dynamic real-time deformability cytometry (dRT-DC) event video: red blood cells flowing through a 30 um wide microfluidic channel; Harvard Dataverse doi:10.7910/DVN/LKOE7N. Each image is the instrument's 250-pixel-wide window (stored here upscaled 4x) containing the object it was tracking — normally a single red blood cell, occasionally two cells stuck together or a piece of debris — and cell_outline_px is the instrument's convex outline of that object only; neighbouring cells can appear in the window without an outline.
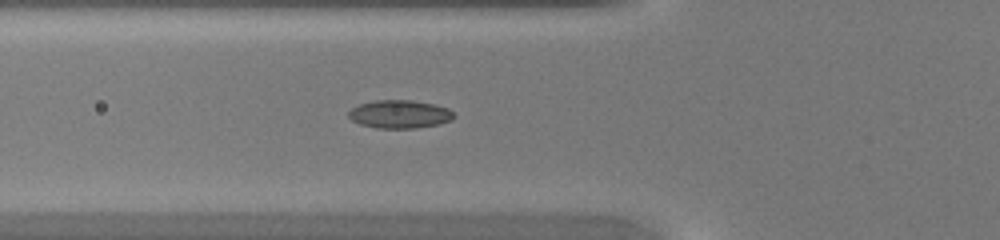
{"species": "common noctule bat (a hibernating species)", "species_latin": "Nyctalus noctula", "temperature_condition": "warm", "stored_images_in_passage": 30, "camera_frame_rate_fps": 3000, "um_per_image_px": 0.085, "animal": {"sex": "female", "body_mass_g": 20.0, "forearm_length_mm": 54.0}, "frame": {"image": 1, "passage_image": 2, "time_ms": 0.333, "image_size_px": [1000, 240], "cell_outline_px": [[456, 116], [452, 120], [436, 124], [416, 128], [376, 128], [360, 124], [352, 120], [348, 116], [348, 112], [352, 108], [360, 104], [376, 100], [412, 100], [436, 104], [448, 108]], "centroid_in_image_um": [33.98, 9.7], "position_along_channel_um": 91.8, "area_um2": 17.28}}
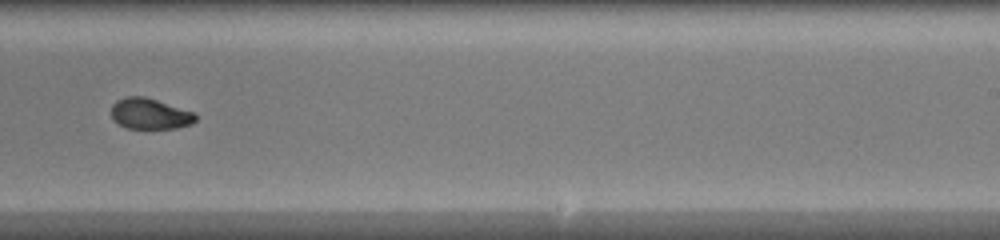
{"frame": {"image": 2, "passage_image": 14, "time_ms": 4.333, "image_size_px": [1000, 240], "cell_outline_px": [[196, 120], [192, 124], [176, 128], [128, 128], [112, 120], [112, 104], [116, 100], [128, 96], [144, 96], [196, 112]], "centroid_in_image_um": [12.76, 9.66], "position_along_channel_um": 276.2, "area_um2": 15.2}}
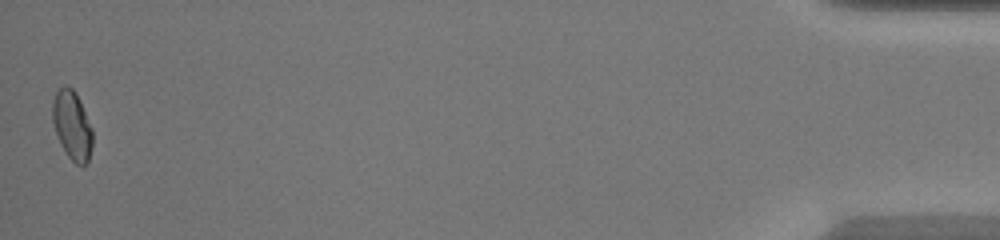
{"frame": {"image": 3, "passage_image": 30, "time_ms": 9.667, "image_size_px": [1000, 240], "cell_outline_px": [[92, 144], [88, 160], [84, 164], [76, 164], [68, 156], [60, 144], [52, 120], [52, 100], [56, 92], [64, 84], [72, 88], [76, 92], [80, 100], [92, 128]], "centroid_in_image_um": [6.11, 10.61], "position_along_channel_um": 429.1, "area_um2": 16.01}}